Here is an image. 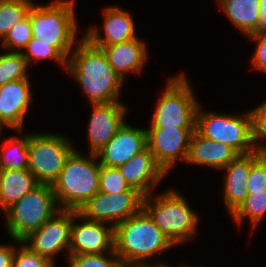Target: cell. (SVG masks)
I'll return each mask as SVG.
<instances>
[{"instance_id": "cell-38", "label": "cell", "mask_w": 266, "mask_h": 267, "mask_svg": "<svg viewBox=\"0 0 266 267\" xmlns=\"http://www.w3.org/2000/svg\"><path fill=\"white\" fill-rule=\"evenodd\" d=\"M122 267H155L154 265H148L146 263H141V264H122Z\"/></svg>"}, {"instance_id": "cell-18", "label": "cell", "mask_w": 266, "mask_h": 267, "mask_svg": "<svg viewBox=\"0 0 266 267\" xmlns=\"http://www.w3.org/2000/svg\"><path fill=\"white\" fill-rule=\"evenodd\" d=\"M118 169L125 181L144 196L152 193V188L166 175L147 147Z\"/></svg>"}, {"instance_id": "cell-31", "label": "cell", "mask_w": 266, "mask_h": 267, "mask_svg": "<svg viewBox=\"0 0 266 267\" xmlns=\"http://www.w3.org/2000/svg\"><path fill=\"white\" fill-rule=\"evenodd\" d=\"M105 253L69 255L70 267H122V262L115 251L107 258Z\"/></svg>"}, {"instance_id": "cell-1", "label": "cell", "mask_w": 266, "mask_h": 267, "mask_svg": "<svg viewBox=\"0 0 266 267\" xmlns=\"http://www.w3.org/2000/svg\"><path fill=\"white\" fill-rule=\"evenodd\" d=\"M78 42L66 70L81 85L91 104L120 102L117 100L124 80L113 70L101 48L84 37Z\"/></svg>"}, {"instance_id": "cell-11", "label": "cell", "mask_w": 266, "mask_h": 267, "mask_svg": "<svg viewBox=\"0 0 266 267\" xmlns=\"http://www.w3.org/2000/svg\"><path fill=\"white\" fill-rule=\"evenodd\" d=\"M77 218L80 219L77 210L61 209L38 230L24 238L22 242L33 252L48 258L54 263L53 256L55 254L64 249H67L69 253L71 226L73 219Z\"/></svg>"}, {"instance_id": "cell-26", "label": "cell", "mask_w": 266, "mask_h": 267, "mask_svg": "<svg viewBox=\"0 0 266 267\" xmlns=\"http://www.w3.org/2000/svg\"><path fill=\"white\" fill-rule=\"evenodd\" d=\"M244 201L231 214L234 220L240 224L246 216L251 220L252 227H256L264 215H266V189L258 192H248Z\"/></svg>"}, {"instance_id": "cell-10", "label": "cell", "mask_w": 266, "mask_h": 267, "mask_svg": "<svg viewBox=\"0 0 266 267\" xmlns=\"http://www.w3.org/2000/svg\"><path fill=\"white\" fill-rule=\"evenodd\" d=\"M143 199L144 195L132 187L115 194L98 192L79 208L78 213L81 219L103 223L111 221L115 227L137 214L143 208Z\"/></svg>"}, {"instance_id": "cell-37", "label": "cell", "mask_w": 266, "mask_h": 267, "mask_svg": "<svg viewBox=\"0 0 266 267\" xmlns=\"http://www.w3.org/2000/svg\"><path fill=\"white\" fill-rule=\"evenodd\" d=\"M260 3V21L255 34H266V0H259Z\"/></svg>"}, {"instance_id": "cell-20", "label": "cell", "mask_w": 266, "mask_h": 267, "mask_svg": "<svg viewBox=\"0 0 266 267\" xmlns=\"http://www.w3.org/2000/svg\"><path fill=\"white\" fill-rule=\"evenodd\" d=\"M238 155L231 146L207 139L195 130L186 163L223 169Z\"/></svg>"}, {"instance_id": "cell-15", "label": "cell", "mask_w": 266, "mask_h": 267, "mask_svg": "<svg viewBox=\"0 0 266 267\" xmlns=\"http://www.w3.org/2000/svg\"><path fill=\"white\" fill-rule=\"evenodd\" d=\"M146 147V128H133L125 122L96 156L100 165L118 168Z\"/></svg>"}, {"instance_id": "cell-25", "label": "cell", "mask_w": 266, "mask_h": 267, "mask_svg": "<svg viewBox=\"0 0 266 267\" xmlns=\"http://www.w3.org/2000/svg\"><path fill=\"white\" fill-rule=\"evenodd\" d=\"M33 5L31 0H0V39L29 15Z\"/></svg>"}, {"instance_id": "cell-35", "label": "cell", "mask_w": 266, "mask_h": 267, "mask_svg": "<svg viewBox=\"0 0 266 267\" xmlns=\"http://www.w3.org/2000/svg\"><path fill=\"white\" fill-rule=\"evenodd\" d=\"M248 37L258 41L252 58V65L255 69L266 72V34H250Z\"/></svg>"}, {"instance_id": "cell-28", "label": "cell", "mask_w": 266, "mask_h": 267, "mask_svg": "<svg viewBox=\"0 0 266 267\" xmlns=\"http://www.w3.org/2000/svg\"><path fill=\"white\" fill-rule=\"evenodd\" d=\"M24 49L28 50V52L21 51V53L28 65L32 60L50 58L67 66V59L55 47L50 46L49 43L42 42L41 39L32 37Z\"/></svg>"}, {"instance_id": "cell-33", "label": "cell", "mask_w": 266, "mask_h": 267, "mask_svg": "<svg viewBox=\"0 0 266 267\" xmlns=\"http://www.w3.org/2000/svg\"><path fill=\"white\" fill-rule=\"evenodd\" d=\"M254 150L260 156H266V145L258 144V140L266 139V102L251 111Z\"/></svg>"}, {"instance_id": "cell-4", "label": "cell", "mask_w": 266, "mask_h": 267, "mask_svg": "<svg viewBox=\"0 0 266 267\" xmlns=\"http://www.w3.org/2000/svg\"><path fill=\"white\" fill-rule=\"evenodd\" d=\"M73 0H56L35 6L29 12L32 37L55 47L67 60L77 43V22Z\"/></svg>"}, {"instance_id": "cell-19", "label": "cell", "mask_w": 266, "mask_h": 267, "mask_svg": "<svg viewBox=\"0 0 266 267\" xmlns=\"http://www.w3.org/2000/svg\"><path fill=\"white\" fill-rule=\"evenodd\" d=\"M95 47L102 49L108 63L123 80L126 72H141L148 57L146 44L139 38L119 44Z\"/></svg>"}, {"instance_id": "cell-29", "label": "cell", "mask_w": 266, "mask_h": 267, "mask_svg": "<svg viewBox=\"0 0 266 267\" xmlns=\"http://www.w3.org/2000/svg\"><path fill=\"white\" fill-rule=\"evenodd\" d=\"M130 188L118 168L100 165L99 192L115 194L128 191Z\"/></svg>"}, {"instance_id": "cell-34", "label": "cell", "mask_w": 266, "mask_h": 267, "mask_svg": "<svg viewBox=\"0 0 266 267\" xmlns=\"http://www.w3.org/2000/svg\"><path fill=\"white\" fill-rule=\"evenodd\" d=\"M21 249H15L12 267H54V263L48 258L33 252L25 243Z\"/></svg>"}, {"instance_id": "cell-32", "label": "cell", "mask_w": 266, "mask_h": 267, "mask_svg": "<svg viewBox=\"0 0 266 267\" xmlns=\"http://www.w3.org/2000/svg\"><path fill=\"white\" fill-rule=\"evenodd\" d=\"M266 189V156L252 152V166L248 177V192L264 191Z\"/></svg>"}, {"instance_id": "cell-17", "label": "cell", "mask_w": 266, "mask_h": 267, "mask_svg": "<svg viewBox=\"0 0 266 267\" xmlns=\"http://www.w3.org/2000/svg\"><path fill=\"white\" fill-rule=\"evenodd\" d=\"M104 17L103 28L105 37L100 36L101 34L96 27H90L83 36L93 46L114 45L138 38L129 12L119 7L111 6L105 9Z\"/></svg>"}, {"instance_id": "cell-9", "label": "cell", "mask_w": 266, "mask_h": 267, "mask_svg": "<svg viewBox=\"0 0 266 267\" xmlns=\"http://www.w3.org/2000/svg\"><path fill=\"white\" fill-rule=\"evenodd\" d=\"M196 131L207 139L231 146L239 154L255 151L251 112L240 117L206 113L201 111L199 104L196 113Z\"/></svg>"}, {"instance_id": "cell-36", "label": "cell", "mask_w": 266, "mask_h": 267, "mask_svg": "<svg viewBox=\"0 0 266 267\" xmlns=\"http://www.w3.org/2000/svg\"><path fill=\"white\" fill-rule=\"evenodd\" d=\"M15 247L0 244V267H12Z\"/></svg>"}, {"instance_id": "cell-21", "label": "cell", "mask_w": 266, "mask_h": 267, "mask_svg": "<svg viewBox=\"0 0 266 267\" xmlns=\"http://www.w3.org/2000/svg\"><path fill=\"white\" fill-rule=\"evenodd\" d=\"M252 166V152L239 154L225 168L224 200L228 211L232 214L249 194L248 177Z\"/></svg>"}, {"instance_id": "cell-8", "label": "cell", "mask_w": 266, "mask_h": 267, "mask_svg": "<svg viewBox=\"0 0 266 267\" xmlns=\"http://www.w3.org/2000/svg\"><path fill=\"white\" fill-rule=\"evenodd\" d=\"M76 148L60 134H29L28 170L39 184L53 185Z\"/></svg>"}, {"instance_id": "cell-23", "label": "cell", "mask_w": 266, "mask_h": 267, "mask_svg": "<svg viewBox=\"0 0 266 267\" xmlns=\"http://www.w3.org/2000/svg\"><path fill=\"white\" fill-rule=\"evenodd\" d=\"M227 18L247 36L257 31L260 21L259 0H218Z\"/></svg>"}, {"instance_id": "cell-40", "label": "cell", "mask_w": 266, "mask_h": 267, "mask_svg": "<svg viewBox=\"0 0 266 267\" xmlns=\"http://www.w3.org/2000/svg\"><path fill=\"white\" fill-rule=\"evenodd\" d=\"M3 125L0 123V134L2 133Z\"/></svg>"}, {"instance_id": "cell-16", "label": "cell", "mask_w": 266, "mask_h": 267, "mask_svg": "<svg viewBox=\"0 0 266 267\" xmlns=\"http://www.w3.org/2000/svg\"><path fill=\"white\" fill-rule=\"evenodd\" d=\"M29 79L15 80L0 86V123L21 131L29 110L32 93Z\"/></svg>"}, {"instance_id": "cell-3", "label": "cell", "mask_w": 266, "mask_h": 267, "mask_svg": "<svg viewBox=\"0 0 266 267\" xmlns=\"http://www.w3.org/2000/svg\"><path fill=\"white\" fill-rule=\"evenodd\" d=\"M83 157L74 150L66 160L57 181L52 185L60 209L79 210V208L99 192L100 164L96 154ZM60 201V202H59Z\"/></svg>"}, {"instance_id": "cell-12", "label": "cell", "mask_w": 266, "mask_h": 267, "mask_svg": "<svg viewBox=\"0 0 266 267\" xmlns=\"http://www.w3.org/2000/svg\"><path fill=\"white\" fill-rule=\"evenodd\" d=\"M195 130L196 128L175 127L146 129L147 148L166 174L178 157L187 161Z\"/></svg>"}, {"instance_id": "cell-14", "label": "cell", "mask_w": 266, "mask_h": 267, "mask_svg": "<svg viewBox=\"0 0 266 267\" xmlns=\"http://www.w3.org/2000/svg\"><path fill=\"white\" fill-rule=\"evenodd\" d=\"M88 126L90 152L97 154L125 124V106L121 102L92 104Z\"/></svg>"}, {"instance_id": "cell-27", "label": "cell", "mask_w": 266, "mask_h": 267, "mask_svg": "<svg viewBox=\"0 0 266 267\" xmlns=\"http://www.w3.org/2000/svg\"><path fill=\"white\" fill-rule=\"evenodd\" d=\"M27 67L28 63L21 52L0 54V86L15 80L28 79Z\"/></svg>"}, {"instance_id": "cell-22", "label": "cell", "mask_w": 266, "mask_h": 267, "mask_svg": "<svg viewBox=\"0 0 266 267\" xmlns=\"http://www.w3.org/2000/svg\"><path fill=\"white\" fill-rule=\"evenodd\" d=\"M38 185L28 169L0 170V208L5 212Z\"/></svg>"}, {"instance_id": "cell-39", "label": "cell", "mask_w": 266, "mask_h": 267, "mask_svg": "<svg viewBox=\"0 0 266 267\" xmlns=\"http://www.w3.org/2000/svg\"><path fill=\"white\" fill-rule=\"evenodd\" d=\"M155 267H169L168 265H165V264H163V263H158L157 264V266L155 265Z\"/></svg>"}, {"instance_id": "cell-13", "label": "cell", "mask_w": 266, "mask_h": 267, "mask_svg": "<svg viewBox=\"0 0 266 267\" xmlns=\"http://www.w3.org/2000/svg\"><path fill=\"white\" fill-rule=\"evenodd\" d=\"M106 223L83 219L81 224L71 226L69 255L107 254L114 251V227Z\"/></svg>"}, {"instance_id": "cell-2", "label": "cell", "mask_w": 266, "mask_h": 267, "mask_svg": "<svg viewBox=\"0 0 266 267\" xmlns=\"http://www.w3.org/2000/svg\"><path fill=\"white\" fill-rule=\"evenodd\" d=\"M173 246L143 208L114 227V251L122 264H144L145 258Z\"/></svg>"}, {"instance_id": "cell-24", "label": "cell", "mask_w": 266, "mask_h": 267, "mask_svg": "<svg viewBox=\"0 0 266 267\" xmlns=\"http://www.w3.org/2000/svg\"><path fill=\"white\" fill-rule=\"evenodd\" d=\"M29 134L22 138L11 137L2 144L0 153V170L28 169Z\"/></svg>"}, {"instance_id": "cell-7", "label": "cell", "mask_w": 266, "mask_h": 267, "mask_svg": "<svg viewBox=\"0 0 266 267\" xmlns=\"http://www.w3.org/2000/svg\"><path fill=\"white\" fill-rule=\"evenodd\" d=\"M184 75L169 78L153 113L150 128H196L199 103Z\"/></svg>"}, {"instance_id": "cell-5", "label": "cell", "mask_w": 266, "mask_h": 267, "mask_svg": "<svg viewBox=\"0 0 266 267\" xmlns=\"http://www.w3.org/2000/svg\"><path fill=\"white\" fill-rule=\"evenodd\" d=\"M60 210L53 187L39 184L5 211L6 228L13 240L21 243Z\"/></svg>"}, {"instance_id": "cell-6", "label": "cell", "mask_w": 266, "mask_h": 267, "mask_svg": "<svg viewBox=\"0 0 266 267\" xmlns=\"http://www.w3.org/2000/svg\"><path fill=\"white\" fill-rule=\"evenodd\" d=\"M143 209L174 245L189 241L196 233L198 216L186 199L172 189L154 200L144 196Z\"/></svg>"}, {"instance_id": "cell-30", "label": "cell", "mask_w": 266, "mask_h": 267, "mask_svg": "<svg viewBox=\"0 0 266 267\" xmlns=\"http://www.w3.org/2000/svg\"><path fill=\"white\" fill-rule=\"evenodd\" d=\"M32 38V27L29 15L15 26H13L3 38L2 45L7 49H14V52H21Z\"/></svg>"}]
</instances>
